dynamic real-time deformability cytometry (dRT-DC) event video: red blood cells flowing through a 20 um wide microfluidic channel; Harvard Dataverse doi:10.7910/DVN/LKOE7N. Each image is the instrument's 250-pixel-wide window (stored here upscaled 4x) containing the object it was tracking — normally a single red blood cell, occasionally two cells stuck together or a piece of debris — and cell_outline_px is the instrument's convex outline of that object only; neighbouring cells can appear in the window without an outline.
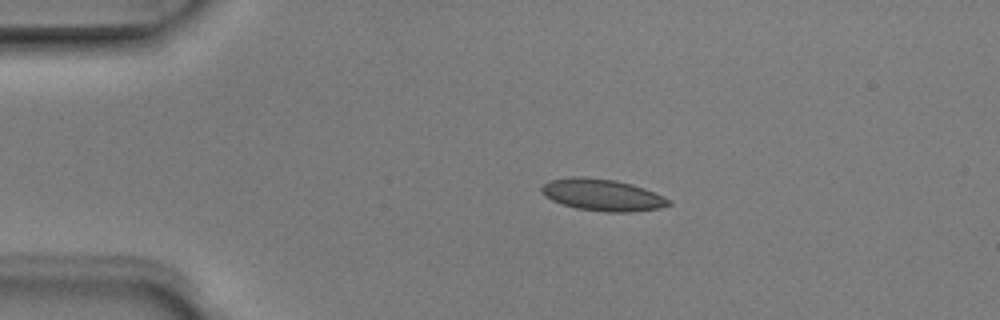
{"species": "Egyptian fruit bat (a non-hibernating species)", "species_latin": "Rousettus aegyptiacus", "temperature_condition": "room temperature", "stored_images_in_passage": 3, "camera_frame_rate_fps": 3000, "um_per_image_px": 0.085, "animal": {"sex": "male"}, "frame": {"image": 1, "passage_image": 2, "time_ms": 0.333, "image_size_px": [1000, 320], "cell_outline_px": [[672, 204], [660, 208], [632, 212], [604, 212], [576, 208], [552, 200], [544, 196], [540, 192], [540, 188], [548, 180], [572, 176], [584, 176], [616, 180], [632, 184], [644, 188], [672, 200]], "centroid_in_image_um": [51.19, 16.56], "position_along_channel_um": 33.8, "area_um2": 23.81}}